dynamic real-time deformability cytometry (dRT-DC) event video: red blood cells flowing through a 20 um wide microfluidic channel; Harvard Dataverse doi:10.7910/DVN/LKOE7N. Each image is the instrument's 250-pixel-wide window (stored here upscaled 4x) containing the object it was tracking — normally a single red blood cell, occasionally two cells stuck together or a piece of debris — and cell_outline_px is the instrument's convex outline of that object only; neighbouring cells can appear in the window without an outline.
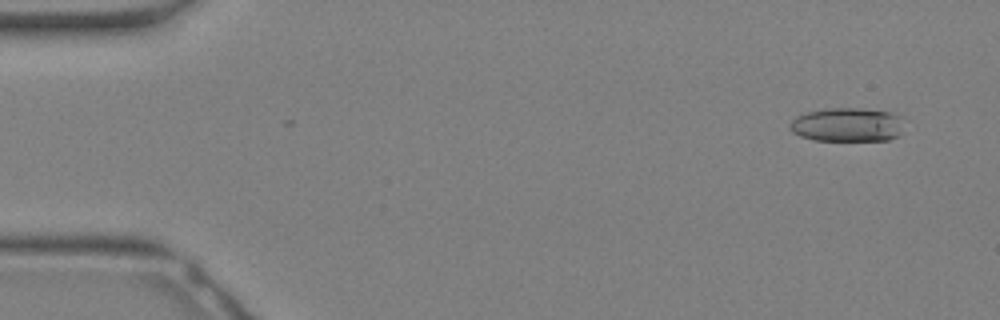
{"species": "Egyptian fruit bat (a non-hibernating species)", "species_latin": "Rousettus aegyptiacus", "temperature_condition": "warm", "stored_images_in_passage": 21, "camera_frame_rate_fps": 3000, "um_per_image_px": 0.085, "animal": {"sex": "female"}, "frame": {"image": 1, "passage_image": 1, "time_ms": 0.0, "image_size_px": [1000, 320], "cell_outline_px": [[900, 132], [896, 136], [888, 140], [812, 140], [800, 136], [792, 132], [788, 128], [788, 124], [796, 116], [808, 112], [828, 108], [860, 108], [892, 112], [900, 116]], "centroid_in_image_um": [71.95, 10.6], "position_along_channel_um": 13.0, "area_um2": 22.48}}
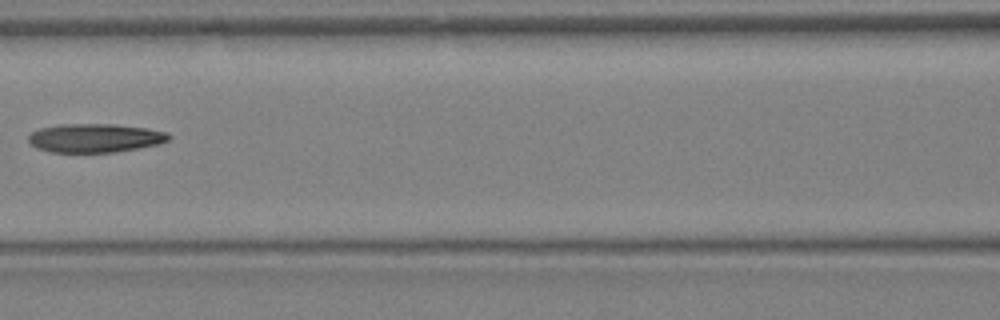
{"frame": {"image": 2, "passage_image": 14, "time_ms": 4.333, "image_size_px": [1000, 320], "cell_outline_px": [[172, 136], [168, 140], [160, 144], [116, 152], [52, 152], [36, 148], [28, 140], [28, 136], [32, 132], [40, 128], [56, 124], [116, 124], [148, 128], [168, 132]], "centroid_in_image_um": [8.1, 11.72], "position_along_channel_um": 158.5, "area_um2": 23.7}}
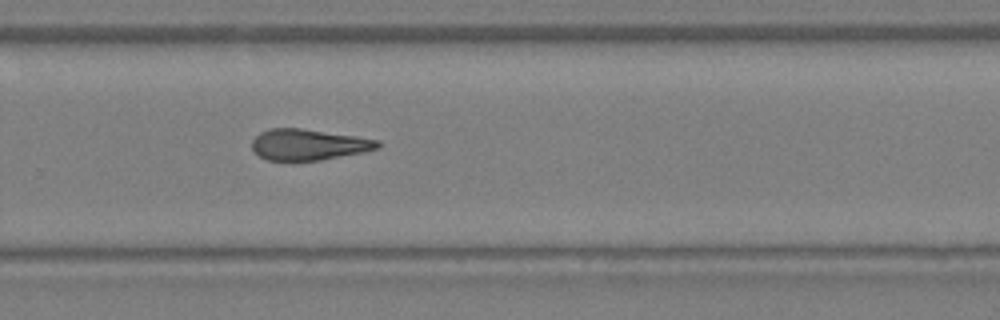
{"frame": {"image": 3, "passage_image": 21, "time_ms": 6.667, "image_size_px": [1000, 320], "cell_outline_px": [[380, 148], [320, 160], [268, 160], [260, 156], [252, 148], [252, 140], [260, 132], [272, 128], [300, 128], [356, 136], [380, 140]], "centroid_in_image_um": [26.22, 12.28], "position_along_channel_um": 303.6, "area_um2": 22.43}}